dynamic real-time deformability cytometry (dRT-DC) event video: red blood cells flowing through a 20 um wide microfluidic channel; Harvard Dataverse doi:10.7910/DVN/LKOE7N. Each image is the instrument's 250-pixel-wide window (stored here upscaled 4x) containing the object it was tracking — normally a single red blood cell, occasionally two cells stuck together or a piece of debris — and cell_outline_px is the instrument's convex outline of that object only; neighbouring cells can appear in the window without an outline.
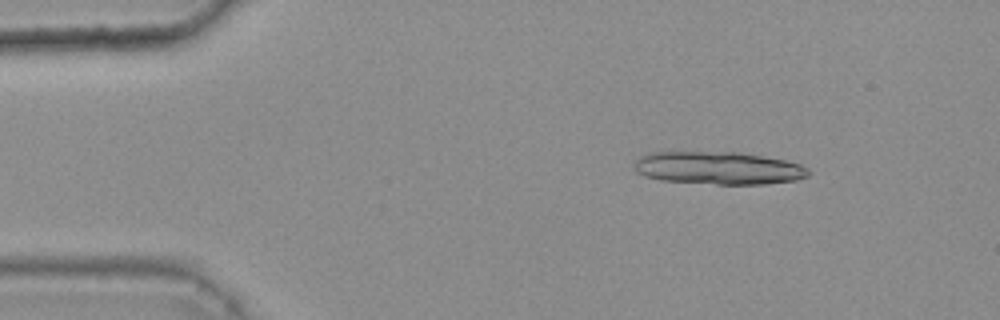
{"species": "common noctule bat (a hibernating species)", "species_latin": "Nyctalus noctula", "temperature_condition": "warm", "stored_images_in_passage": 21, "segment_of_instrument_passage": [1, 2], "camera_frame_rate_fps": 3000, "um_per_image_px": 0.085, "animal": {"sex": "female", "body_mass_g": 25.1}, "frame": {"image": 1, "passage_image": 6, "time_ms": 1.667, "image_size_px": [1000, 320], "cell_outline_px": [[812, 172], [808, 176], [796, 180], [764, 184], [716, 184], [660, 180], [644, 176], [636, 172], [632, 168], [636, 160], [640, 156], [652, 152], [736, 152], [764, 156], [784, 160], [800, 164], [808, 168]], "centroid_in_image_um": [61.06, 14.28], "position_along_channel_um": 23.9, "area_um2": 33.41}}